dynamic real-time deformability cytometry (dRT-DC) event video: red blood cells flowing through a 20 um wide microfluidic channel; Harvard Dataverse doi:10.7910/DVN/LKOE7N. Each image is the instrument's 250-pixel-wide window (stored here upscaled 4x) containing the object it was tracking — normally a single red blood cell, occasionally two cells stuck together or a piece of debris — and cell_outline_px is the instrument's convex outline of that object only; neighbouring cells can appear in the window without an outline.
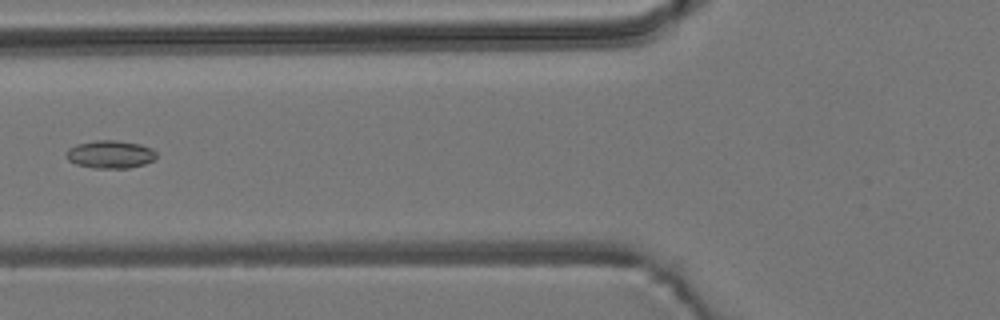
{"species": "common noctule bat (a hibernating species)", "species_latin": "Nyctalus noctula", "temperature_condition": "room temperature", "stored_images_in_passage": 8, "segment_of_instrument_passage": [2, 2], "camera_frame_rate_fps": 3000, "um_per_image_px": 0.085, "animal": {"sex": "male", "body_mass_g": 19.2, "forearm_length_mm": 51.8}, "frame": {"image": 1, "passage_image": 7, "time_ms": 7.0, "image_size_px": [1000, 320], "cell_outline_px": [[156, 156], [152, 160], [144, 164], [128, 168], [92, 168], [76, 164], [68, 160], [64, 156], [68, 148], [76, 144], [96, 140], [116, 140], [140, 144], [152, 148], [156, 152]], "centroid_in_image_um": [9.33, 13.11], "position_along_channel_um": 116.5, "area_um2": 14.74}}
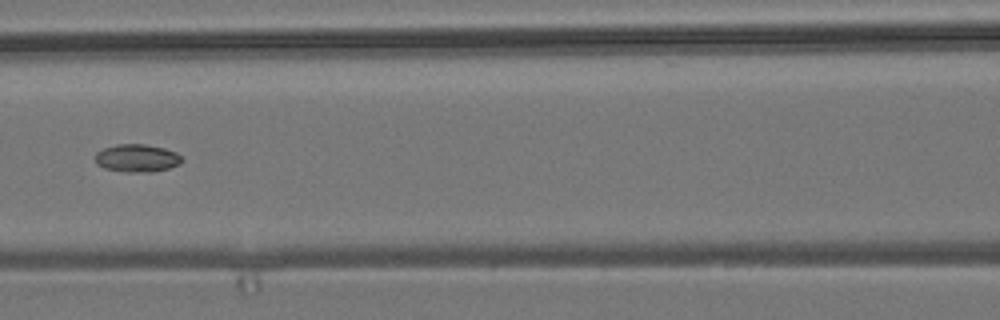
{"frame": {"image": 2, "passage_image": 8, "time_ms": 8.0, "image_size_px": [1000, 320], "cell_outline_px": [[184, 160], [180, 164], [168, 168], [152, 172], [128, 172], [104, 168], [96, 164], [96, 152], [104, 148], [116, 144], [144, 144], [164, 148], [176, 152]], "centroid_in_image_um": [11.65, 13.44], "position_along_channel_um": 154.9, "area_um2": 14.05}}